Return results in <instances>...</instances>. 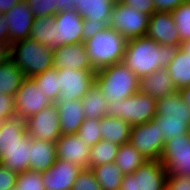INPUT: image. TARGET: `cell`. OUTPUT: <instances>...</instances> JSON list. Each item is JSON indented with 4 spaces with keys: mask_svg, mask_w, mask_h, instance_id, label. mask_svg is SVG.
<instances>
[{
    "mask_svg": "<svg viewBox=\"0 0 190 190\" xmlns=\"http://www.w3.org/2000/svg\"><path fill=\"white\" fill-rule=\"evenodd\" d=\"M181 45H161L145 36L126 42L123 62L140 79L157 69L167 68Z\"/></svg>",
    "mask_w": 190,
    "mask_h": 190,
    "instance_id": "6da1fadb",
    "label": "cell"
},
{
    "mask_svg": "<svg viewBox=\"0 0 190 190\" xmlns=\"http://www.w3.org/2000/svg\"><path fill=\"white\" fill-rule=\"evenodd\" d=\"M9 57L24 76L29 78L54 67V50L30 37L12 43L9 48Z\"/></svg>",
    "mask_w": 190,
    "mask_h": 190,
    "instance_id": "7a4b0ae2",
    "label": "cell"
},
{
    "mask_svg": "<svg viewBox=\"0 0 190 190\" xmlns=\"http://www.w3.org/2000/svg\"><path fill=\"white\" fill-rule=\"evenodd\" d=\"M95 82L108 102L132 96L140 85V79L123 61L96 70Z\"/></svg>",
    "mask_w": 190,
    "mask_h": 190,
    "instance_id": "3957f363",
    "label": "cell"
},
{
    "mask_svg": "<svg viewBox=\"0 0 190 190\" xmlns=\"http://www.w3.org/2000/svg\"><path fill=\"white\" fill-rule=\"evenodd\" d=\"M127 40L116 30L105 28L84 41L95 70L123 61Z\"/></svg>",
    "mask_w": 190,
    "mask_h": 190,
    "instance_id": "277c9868",
    "label": "cell"
},
{
    "mask_svg": "<svg viewBox=\"0 0 190 190\" xmlns=\"http://www.w3.org/2000/svg\"><path fill=\"white\" fill-rule=\"evenodd\" d=\"M156 102L152 96L136 92L119 101H109L106 105L107 116L127 121L130 126L143 124L156 116Z\"/></svg>",
    "mask_w": 190,
    "mask_h": 190,
    "instance_id": "5b68a950",
    "label": "cell"
},
{
    "mask_svg": "<svg viewBox=\"0 0 190 190\" xmlns=\"http://www.w3.org/2000/svg\"><path fill=\"white\" fill-rule=\"evenodd\" d=\"M149 15L139 12L120 1L114 4L108 27L116 30L126 40L145 36Z\"/></svg>",
    "mask_w": 190,
    "mask_h": 190,
    "instance_id": "8992f818",
    "label": "cell"
},
{
    "mask_svg": "<svg viewBox=\"0 0 190 190\" xmlns=\"http://www.w3.org/2000/svg\"><path fill=\"white\" fill-rule=\"evenodd\" d=\"M167 176L159 160H147L134 173L123 176L120 190H165Z\"/></svg>",
    "mask_w": 190,
    "mask_h": 190,
    "instance_id": "52a82bcc",
    "label": "cell"
},
{
    "mask_svg": "<svg viewBox=\"0 0 190 190\" xmlns=\"http://www.w3.org/2000/svg\"><path fill=\"white\" fill-rule=\"evenodd\" d=\"M83 18L76 11H58L50 27L49 49L82 42Z\"/></svg>",
    "mask_w": 190,
    "mask_h": 190,
    "instance_id": "ba28073f",
    "label": "cell"
},
{
    "mask_svg": "<svg viewBox=\"0 0 190 190\" xmlns=\"http://www.w3.org/2000/svg\"><path fill=\"white\" fill-rule=\"evenodd\" d=\"M159 161L168 175L190 176V134L167 140Z\"/></svg>",
    "mask_w": 190,
    "mask_h": 190,
    "instance_id": "9c48e42d",
    "label": "cell"
},
{
    "mask_svg": "<svg viewBox=\"0 0 190 190\" xmlns=\"http://www.w3.org/2000/svg\"><path fill=\"white\" fill-rule=\"evenodd\" d=\"M165 142L154 120L131 126L129 143L147 160H159Z\"/></svg>",
    "mask_w": 190,
    "mask_h": 190,
    "instance_id": "30bf717a",
    "label": "cell"
},
{
    "mask_svg": "<svg viewBox=\"0 0 190 190\" xmlns=\"http://www.w3.org/2000/svg\"><path fill=\"white\" fill-rule=\"evenodd\" d=\"M27 135L42 141L56 142L61 136L59 111L56 103L25 120Z\"/></svg>",
    "mask_w": 190,
    "mask_h": 190,
    "instance_id": "8fae6325",
    "label": "cell"
},
{
    "mask_svg": "<svg viewBox=\"0 0 190 190\" xmlns=\"http://www.w3.org/2000/svg\"><path fill=\"white\" fill-rule=\"evenodd\" d=\"M58 77L61 91L57 102L81 100L95 83L96 71L63 68L58 70Z\"/></svg>",
    "mask_w": 190,
    "mask_h": 190,
    "instance_id": "7c38bea8",
    "label": "cell"
},
{
    "mask_svg": "<svg viewBox=\"0 0 190 190\" xmlns=\"http://www.w3.org/2000/svg\"><path fill=\"white\" fill-rule=\"evenodd\" d=\"M53 103L37 88L32 78L25 77L14 96L15 115L24 121Z\"/></svg>",
    "mask_w": 190,
    "mask_h": 190,
    "instance_id": "4fadbf2b",
    "label": "cell"
},
{
    "mask_svg": "<svg viewBox=\"0 0 190 190\" xmlns=\"http://www.w3.org/2000/svg\"><path fill=\"white\" fill-rule=\"evenodd\" d=\"M82 171L67 160L56 159L46 171L41 172L45 190H72L73 184Z\"/></svg>",
    "mask_w": 190,
    "mask_h": 190,
    "instance_id": "5bb4252c",
    "label": "cell"
},
{
    "mask_svg": "<svg viewBox=\"0 0 190 190\" xmlns=\"http://www.w3.org/2000/svg\"><path fill=\"white\" fill-rule=\"evenodd\" d=\"M146 36L161 45H181L171 12L156 11L149 16Z\"/></svg>",
    "mask_w": 190,
    "mask_h": 190,
    "instance_id": "9a60e30c",
    "label": "cell"
},
{
    "mask_svg": "<svg viewBox=\"0 0 190 190\" xmlns=\"http://www.w3.org/2000/svg\"><path fill=\"white\" fill-rule=\"evenodd\" d=\"M3 16L9 25V48L12 43L30 37L35 17L26 1L14 4Z\"/></svg>",
    "mask_w": 190,
    "mask_h": 190,
    "instance_id": "2e32d148",
    "label": "cell"
},
{
    "mask_svg": "<svg viewBox=\"0 0 190 190\" xmlns=\"http://www.w3.org/2000/svg\"><path fill=\"white\" fill-rule=\"evenodd\" d=\"M57 158L89 169L90 147L77 134L62 135L56 141Z\"/></svg>",
    "mask_w": 190,
    "mask_h": 190,
    "instance_id": "e0dca14e",
    "label": "cell"
},
{
    "mask_svg": "<svg viewBox=\"0 0 190 190\" xmlns=\"http://www.w3.org/2000/svg\"><path fill=\"white\" fill-rule=\"evenodd\" d=\"M54 67L58 70L71 68L73 70L96 71L89 60L83 42L64 45L54 50Z\"/></svg>",
    "mask_w": 190,
    "mask_h": 190,
    "instance_id": "ac0fdd59",
    "label": "cell"
},
{
    "mask_svg": "<svg viewBox=\"0 0 190 190\" xmlns=\"http://www.w3.org/2000/svg\"><path fill=\"white\" fill-rule=\"evenodd\" d=\"M139 91L158 100L178 90L169 75L168 69L162 68L141 77Z\"/></svg>",
    "mask_w": 190,
    "mask_h": 190,
    "instance_id": "d6986e66",
    "label": "cell"
},
{
    "mask_svg": "<svg viewBox=\"0 0 190 190\" xmlns=\"http://www.w3.org/2000/svg\"><path fill=\"white\" fill-rule=\"evenodd\" d=\"M31 137L26 135L15 147L0 149V163L18 173L30 170Z\"/></svg>",
    "mask_w": 190,
    "mask_h": 190,
    "instance_id": "ffe728a7",
    "label": "cell"
},
{
    "mask_svg": "<svg viewBox=\"0 0 190 190\" xmlns=\"http://www.w3.org/2000/svg\"><path fill=\"white\" fill-rule=\"evenodd\" d=\"M62 135L76 134L85 120L80 99L56 102Z\"/></svg>",
    "mask_w": 190,
    "mask_h": 190,
    "instance_id": "44dd1931",
    "label": "cell"
},
{
    "mask_svg": "<svg viewBox=\"0 0 190 190\" xmlns=\"http://www.w3.org/2000/svg\"><path fill=\"white\" fill-rule=\"evenodd\" d=\"M30 170L43 172L49 169L57 159L56 142L31 138Z\"/></svg>",
    "mask_w": 190,
    "mask_h": 190,
    "instance_id": "7402d4cb",
    "label": "cell"
},
{
    "mask_svg": "<svg viewBox=\"0 0 190 190\" xmlns=\"http://www.w3.org/2000/svg\"><path fill=\"white\" fill-rule=\"evenodd\" d=\"M75 11L83 20H104L109 23L114 4L120 0H73Z\"/></svg>",
    "mask_w": 190,
    "mask_h": 190,
    "instance_id": "603a6c76",
    "label": "cell"
},
{
    "mask_svg": "<svg viewBox=\"0 0 190 190\" xmlns=\"http://www.w3.org/2000/svg\"><path fill=\"white\" fill-rule=\"evenodd\" d=\"M160 114L164 115L165 119L184 120L190 124V109L179 91L157 100L156 115Z\"/></svg>",
    "mask_w": 190,
    "mask_h": 190,
    "instance_id": "cb8c5ba5",
    "label": "cell"
},
{
    "mask_svg": "<svg viewBox=\"0 0 190 190\" xmlns=\"http://www.w3.org/2000/svg\"><path fill=\"white\" fill-rule=\"evenodd\" d=\"M102 140L111 141L115 144L129 143L130 124L114 116H106L100 120Z\"/></svg>",
    "mask_w": 190,
    "mask_h": 190,
    "instance_id": "d4e9b609",
    "label": "cell"
},
{
    "mask_svg": "<svg viewBox=\"0 0 190 190\" xmlns=\"http://www.w3.org/2000/svg\"><path fill=\"white\" fill-rule=\"evenodd\" d=\"M84 109L85 119L101 120L107 116L106 105L108 101L102 94V90L95 82L90 90L80 100Z\"/></svg>",
    "mask_w": 190,
    "mask_h": 190,
    "instance_id": "484cf974",
    "label": "cell"
},
{
    "mask_svg": "<svg viewBox=\"0 0 190 190\" xmlns=\"http://www.w3.org/2000/svg\"><path fill=\"white\" fill-rule=\"evenodd\" d=\"M25 78L23 72L15 65L10 58L0 63V93L15 96Z\"/></svg>",
    "mask_w": 190,
    "mask_h": 190,
    "instance_id": "4316f807",
    "label": "cell"
},
{
    "mask_svg": "<svg viewBox=\"0 0 190 190\" xmlns=\"http://www.w3.org/2000/svg\"><path fill=\"white\" fill-rule=\"evenodd\" d=\"M169 75L177 90L190 85V55L179 48L172 62L167 66Z\"/></svg>",
    "mask_w": 190,
    "mask_h": 190,
    "instance_id": "83f0119b",
    "label": "cell"
},
{
    "mask_svg": "<svg viewBox=\"0 0 190 190\" xmlns=\"http://www.w3.org/2000/svg\"><path fill=\"white\" fill-rule=\"evenodd\" d=\"M26 135L25 121L23 119L16 115L7 118L0 131V149L17 146Z\"/></svg>",
    "mask_w": 190,
    "mask_h": 190,
    "instance_id": "f1b7e54d",
    "label": "cell"
},
{
    "mask_svg": "<svg viewBox=\"0 0 190 190\" xmlns=\"http://www.w3.org/2000/svg\"><path fill=\"white\" fill-rule=\"evenodd\" d=\"M147 159L130 143L120 145L115 164L123 175L134 173Z\"/></svg>",
    "mask_w": 190,
    "mask_h": 190,
    "instance_id": "f546056e",
    "label": "cell"
},
{
    "mask_svg": "<svg viewBox=\"0 0 190 190\" xmlns=\"http://www.w3.org/2000/svg\"><path fill=\"white\" fill-rule=\"evenodd\" d=\"M90 170L93 172L102 190H120L124 175L115 162L94 166Z\"/></svg>",
    "mask_w": 190,
    "mask_h": 190,
    "instance_id": "4dcf8cb0",
    "label": "cell"
},
{
    "mask_svg": "<svg viewBox=\"0 0 190 190\" xmlns=\"http://www.w3.org/2000/svg\"><path fill=\"white\" fill-rule=\"evenodd\" d=\"M38 89L46 96L52 103L58 101L61 91L59 86L58 69L55 67L44 71L42 74L32 77Z\"/></svg>",
    "mask_w": 190,
    "mask_h": 190,
    "instance_id": "1f68e13d",
    "label": "cell"
},
{
    "mask_svg": "<svg viewBox=\"0 0 190 190\" xmlns=\"http://www.w3.org/2000/svg\"><path fill=\"white\" fill-rule=\"evenodd\" d=\"M120 145L111 141L100 140L90 147L89 169L94 166L113 163Z\"/></svg>",
    "mask_w": 190,
    "mask_h": 190,
    "instance_id": "d6a6232c",
    "label": "cell"
},
{
    "mask_svg": "<svg viewBox=\"0 0 190 190\" xmlns=\"http://www.w3.org/2000/svg\"><path fill=\"white\" fill-rule=\"evenodd\" d=\"M153 120L159 126L161 136L165 141L182 134H190V124L184 120L165 119L164 115H156Z\"/></svg>",
    "mask_w": 190,
    "mask_h": 190,
    "instance_id": "836d02e7",
    "label": "cell"
},
{
    "mask_svg": "<svg viewBox=\"0 0 190 190\" xmlns=\"http://www.w3.org/2000/svg\"><path fill=\"white\" fill-rule=\"evenodd\" d=\"M182 42L190 40V1H186L171 12Z\"/></svg>",
    "mask_w": 190,
    "mask_h": 190,
    "instance_id": "e575fe53",
    "label": "cell"
},
{
    "mask_svg": "<svg viewBox=\"0 0 190 190\" xmlns=\"http://www.w3.org/2000/svg\"><path fill=\"white\" fill-rule=\"evenodd\" d=\"M55 23V16L34 18V23L30 31V38L49 48L50 27Z\"/></svg>",
    "mask_w": 190,
    "mask_h": 190,
    "instance_id": "d590c367",
    "label": "cell"
},
{
    "mask_svg": "<svg viewBox=\"0 0 190 190\" xmlns=\"http://www.w3.org/2000/svg\"><path fill=\"white\" fill-rule=\"evenodd\" d=\"M76 134L87 146L95 145L102 140L100 120L85 119Z\"/></svg>",
    "mask_w": 190,
    "mask_h": 190,
    "instance_id": "8d00e7d4",
    "label": "cell"
},
{
    "mask_svg": "<svg viewBox=\"0 0 190 190\" xmlns=\"http://www.w3.org/2000/svg\"><path fill=\"white\" fill-rule=\"evenodd\" d=\"M15 190H45L41 172L26 170L16 176Z\"/></svg>",
    "mask_w": 190,
    "mask_h": 190,
    "instance_id": "74e56055",
    "label": "cell"
},
{
    "mask_svg": "<svg viewBox=\"0 0 190 190\" xmlns=\"http://www.w3.org/2000/svg\"><path fill=\"white\" fill-rule=\"evenodd\" d=\"M28 8L32 11L33 16L47 17L57 14L54 0H25Z\"/></svg>",
    "mask_w": 190,
    "mask_h": 190,
    "instance_id": "f35d334b",
    "label": "cell"
},
{
    "mask_svg": "<svg viewBox=\"0 0 190 190\" xmlns=\"http://www.w3.org/2000/svg\"><path fill=\"white\" fill-rule=\"evenodd\" d=\"M72 190H102L93 172L90 169H82L78 174Z\"/></svg>",
    "mask_w": 190,
    "mask_h": 190,
    "instance_id": "ab89813d",
    "label": "cell"
},
{
    "mask_svg": "<svg viewBox=\"0 0 190 190\" xmlns=\"http://www.w3.org/2000/svg\"><path fill=\"white\" fill-rule=\"evenodd\" d=\"M107 27L108 23L104 20H83L82 42L84 43L85 40Z\"/></svg>",
    "mask_w": 190,
    "mask_h": 190,
    "instance_id": "60d3db41",
    "label": "cell"
},
{
    "mask_svg": "<svg viewBox=\"0 0 190 190\" xmlns=\"http://www.w3.org/2000/svg\"><path fill=\"white\" fill-rule=\"evenodd\" d=\"M165 190H190V176L168 175Z\"/></svg>",
    "mask_w": 190,
    "mask_h": 190,
    "instance_id": "b9f144b4",
    "label": "cell"
},
{
    "mask_svg": "<svg viewBox=\"0 0 190 190\" xmlns=\"http://www.w3.org/2000/svg\"><path fill=\"white\" fill-rule=\"evenodd\" d=\"M17 173L0 163V190L14 189Z\"/></svg>",
    "mask_w": 190,
    "mask_h": 190,
    "instance_id": "7bdbcfd3",
    "label": "cell"
},
{
    "mask_svg": "<svg viewBox=\"0 0 190 190\" xmlns=\"http://www.w3.org/2000/svg\"><path fill=\"white\" fill-rule=\"evenodd\" d=\"M120 2L149 16L156 12L153 0H120Z\"/></svg>",
    "mask_w": 190,
    "mask_h": 190,
    "instance_id": "ee69618b",
    "label": "cell"
},
{
    "mask_svg": "<svg viewBox=\"0 0 190 190\" xmlns=\"http://www.w3.org/2000/svg\"><path fill=\"white\" fill-rule=\"evenodd\" d=\"M15 116L14 97L0 93V118L7 119Z\"/></svg>",
    "mask_w": 190,
    "mask_h": 190,
    "instance_id": "f6af8a7d",
    "label": "cell"
},
{
    "mask_svg": "<svg viewBox=\"0 0 190 190\" xmlns=\"http://www.w3.org/2000/svg\"><path fill=\"white\" fill-rule=\"evenodd\" d=\"M155 11L172 12L187 0H153Z\"/></svg>",
    "mask_w": 190,
    "mask_h": 190,
    "instance_id": "bcb514c9",
    "label": "cell"
},
{
    "mask_svg": "<svg viewBox=\"0 0 190 190\" xmlns=\"http://www.w3.org/2000/svg\"><path fill=\"white\" fill-rule=\"evenodd\" d=\"M0 44L9 48V25L4 16L0 13Z\"/></svg>",
    "mask_w": 190,
    "mask_h": 190,
    "instance_id": "7dc6e473",
    "label": "cell"
},
{
    "mask_svg": "<svg viewBox=\"0 0 190 190\" xmlns=\"http://www.w3.org/2000/svg\"><path fill=\"white\" fill-rule=\"evenodd\" d=\"M56 11H75L73 0H54Z\"/></svg>",
    "mask_w": 190,
    "mask_h": 190,
    "instance_id": "c3c4849f",
    "label": "cell"
},
{
    "mask_svg": "<svg viewBox=\"0 0 190 190\" xmlns=\"http://www.w3.org/2000/svg\"><path fill=\"white\" fill-rule=\"evenodd\" d=\"M23 1L25 0H0V13L2 15L6 14V12L9 11L14 4Z\"/></svg>",
    "mask_w": 190,
    "mask_h": 190,
    "instance_id": "681fc988",
    "label": "cell"
},
{
    "mask_svg": "<svg viewBox=\"0 0 190 190\" xmlns=\"http://www.w3.org/2000/svg\"><path fill=\"white\" fill-rule=\"evenodd\" d=\"M182 99L184 100V102L186 103V105L188 106V108L190 109V85L181 88L179 90Z\"/></svg>",
    "mask_w": 190,
    "mask_h": 190,
    "instance_id": "f907efd6",
    "label": "cell"
},
{
    "mask_svg": "<svg viewBox=\"0 0 190 190\" xmlns=\"http://www.w3.org/2000/svg\"><path fill=\"white\" fill-rule=\"evenodd\" d=\"M9 57V48L3 44H0V63Z\"/></svg>",
    "mask_w": 190,
    "mask_h": 190,
    "instance_id": "816d5d0a",
    "label": "cell"
},
{
    "mask_svg": "<svg viewBox=\"0 0 190 190\" xmlns=\"http://www.w3.org/2000/svg\"><path fill=\"white\" fill-rule=\"evenodd\" d=\"M180 48L183 49L185 52L189 53L190 55V40L182 42Z\"/></svg>",
    "mask_w": 190,
    "mask_h": 190,
    "instance_id": "f5cc1de1",
    "label": "cell"
},
{
    "mask_svg": "<svg viewBox=\"0 0 190 190\" xmlns=\"http://www.w3.org/2000/svg\"><path fill=\"white\" fill-rule=\"evenodd\" d=\"M5 120H6V119H1V118H0V131H1V128H2V126H3L4 122H5Z\"/></svg>",
    "mask_w": 190,
    "mask_h": 190,
    "instance_id": "db71d44e",
    "label": "cell"
}]
</instances>
